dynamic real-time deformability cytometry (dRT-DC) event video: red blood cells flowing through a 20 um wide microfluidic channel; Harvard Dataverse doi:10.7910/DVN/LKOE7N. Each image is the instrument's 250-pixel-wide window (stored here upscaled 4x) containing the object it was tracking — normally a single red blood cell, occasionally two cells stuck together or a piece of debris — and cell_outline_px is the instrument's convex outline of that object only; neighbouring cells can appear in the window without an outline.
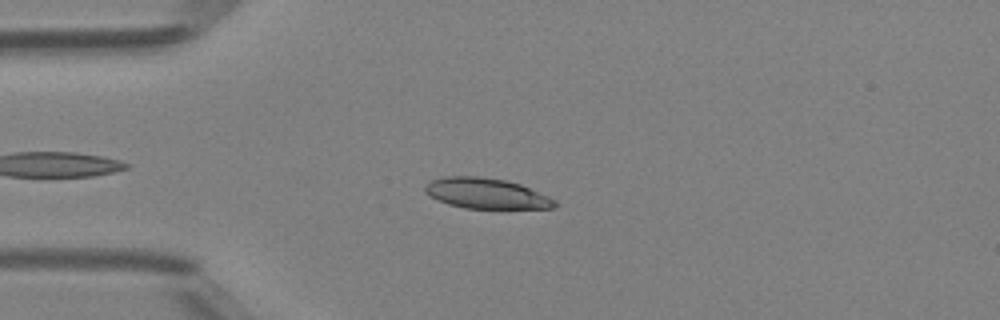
{"species": "Egyptian fruit bat (a non-hibernating species)", "species_latin": "Rousettus aegyptiacus", "temperature_condition": "room temperature", "stored_images_in_passage": 43, "camera_frame_rate_fps": 3000, "um_per_image_px": 0.085, "animal": {"sex": "female"}, "frame": {"image": 1, "passage_image": 7, "time_ms": 2.0, "image_size_px": [1000, 320], "cell_outline_px": [[556, 208], [464, 208], [448, 204], [424, 192], [424, 188], [432, 180], [444, 176], [480, 176], [504, 180], [520, 184], [548, 196], [556, 200]], "centroid_in_image_um": [41.34, 16.44], "position_along_channel_um": 43.7, "area_um2": 22.77}}
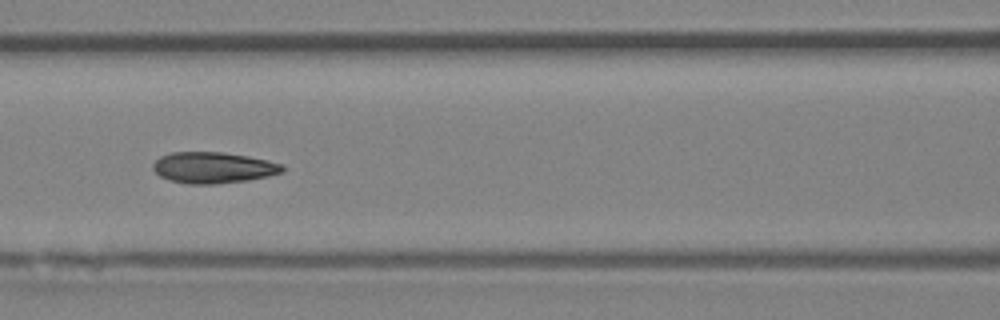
{"frame": {"image": 2, "passage_image": 16, "time_ms": 5.0, "image_size_px": [1000, 320], "cell_outline_px": [[284, 172], [268, 176], [248, 180], [216, 184], [188, 184], [168, 180], [160, 176], [152, 168], [152, 164], [160, 156], [172, 152], [224, 152], [248, 156], [268, 160], [284, 164]], "centroid_in_image_um": [18.13, 14.25], "position_along_channel_um": 148.5, "area_um2": 23.7}}
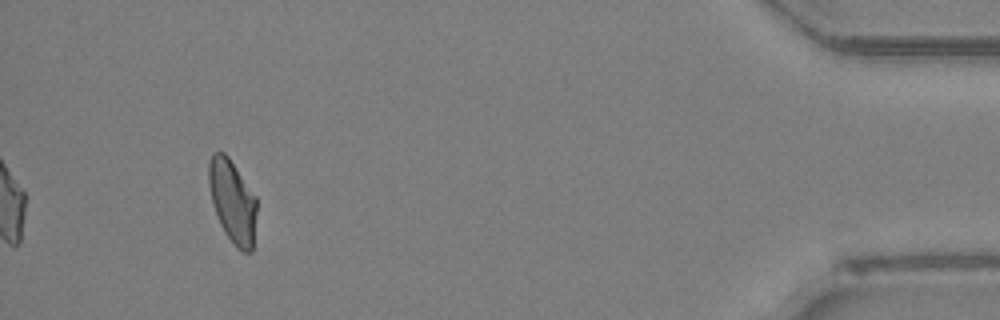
{"frame": {"image": 3, "passage_image": 40, "time_ms": 13.0, "image_size_px": [1000, 320], "cell_outline_px": [[256, 212], [252, 252], [244, 252], [236, 248], [224, 232], [220, 224], [212, 204], [208, 184], [208, 164], [212, 152], [224, 152], [228, 156], [256, 196]], "centroid_in_image_um": [19.74, 17.1], "position_along_channel_um": 415.5, "area_um2": 23.29}, "authors_computed_cell_mechanics": {"area_um2": 23.2356, "velocity_mm_per_s": 4.2099, "shape_relaxation_time_tau1_ms": 4.5352, "shape_relaxation_time_tau2_ms": 1.8928, "deformation_change_tau1": 0.1305, "deformation_change_tau2": 0.0768}}